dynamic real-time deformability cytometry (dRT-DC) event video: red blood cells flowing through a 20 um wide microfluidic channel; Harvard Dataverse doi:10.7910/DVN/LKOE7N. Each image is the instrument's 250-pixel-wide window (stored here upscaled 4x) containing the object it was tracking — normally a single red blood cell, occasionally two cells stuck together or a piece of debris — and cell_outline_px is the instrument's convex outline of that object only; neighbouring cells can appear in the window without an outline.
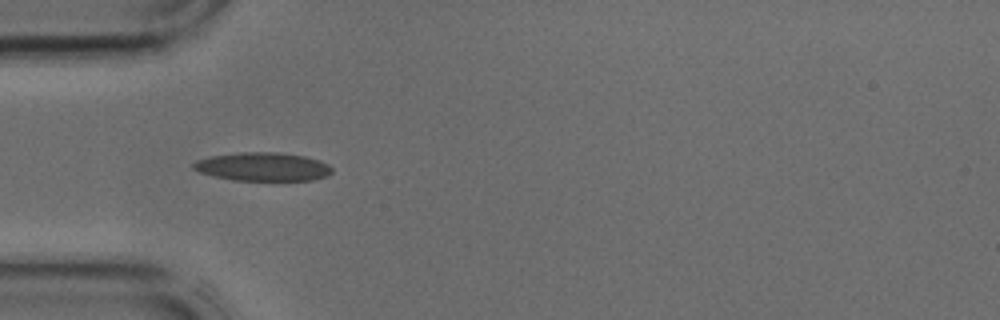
{"species": "common noctule bat (a hibernating species)", "species_latin": "Nyctalus noctula", "temperature_condition": "cold", "stored_images_in_passage": 31, "camera_frame_rate_fps": 3000, "um_per_image_px": 0.085, "animal": {"sex": "male", "body_mass_g": 17.9, "forearm_length_mm": 54.2}, "frame": {"image": 1, "passage_image": 1, "time_ms": 0.0, "image_size_px": [1000, 320], "cell_outline_px": [[332, 172], [328, 176], [312, 180], [232, 180], [200, 172], [192, 168], [192, 164], [196, 160], [212, 156], [240, 152], [276, 152], [304, 156], [320, 160], [328, 164], [332, 168]], "centroid_in_image_um": [22.36, 14.17], "position_along_channel_um": 62.6, "area_um2": 22.95}}
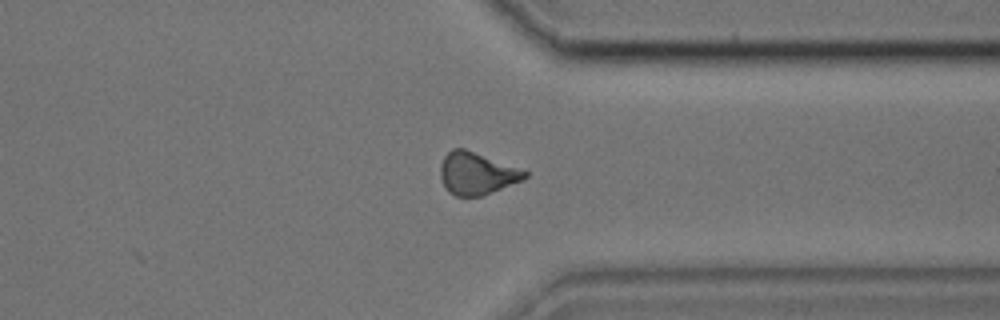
{"frame": {"image": 2, "passage_image": 21, "time_ms": 6.667, "image_size_px": [1000, 320], "cell_outline_px": [[528, 176], [520, 180], [484, 196], [456, 196], [448, 192], [440, 176], [440, 164], [444, 156], [452, 148], [464, 148], [528, 172]], "centroid_in_image_um": [40.47, 14.75], "position_along_channel_um": 370.9, "area_um2": 20.46}}
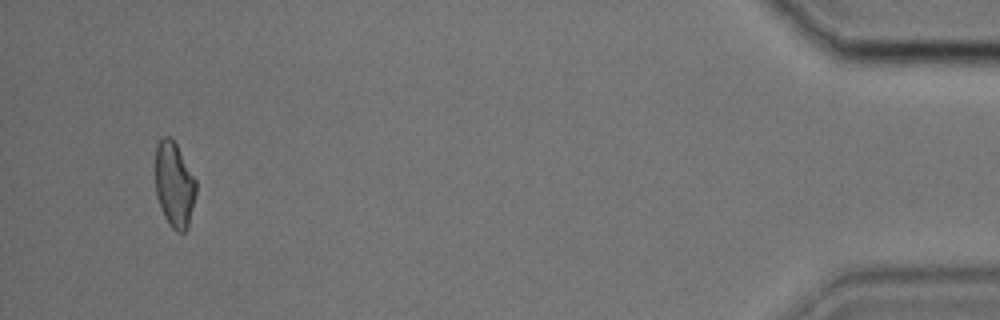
{"frame": {"image": 3, "passage_image": 29, "time_ms": 9.333, "image_size_px": [1000, 320], "cell_outline_px": [[196, 192], [188, 228], [184, 232], [176, 232], [172, 228], [164, 216], [156, 196], [156, 144], [164, 136], [168, 136], [176, 144], [196, 180]], "centroid_in_image_um": [14.82, 15.72], "position_along_channel_um": 420.4, "area_um2": 20.06}}